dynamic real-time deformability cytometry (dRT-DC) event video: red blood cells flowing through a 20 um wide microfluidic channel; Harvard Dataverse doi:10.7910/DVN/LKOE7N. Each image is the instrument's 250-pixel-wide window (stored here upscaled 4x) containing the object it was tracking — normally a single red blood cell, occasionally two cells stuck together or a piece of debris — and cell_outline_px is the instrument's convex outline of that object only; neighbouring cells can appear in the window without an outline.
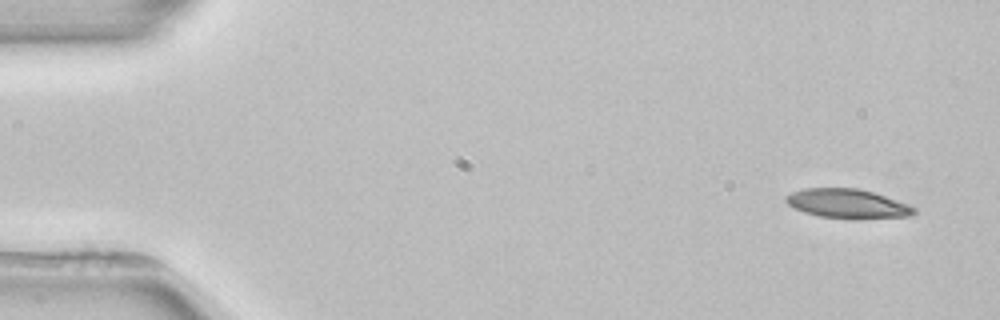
{"species": "common noctule bat (a hibernating species)", "species_latin": "Nyctalus noctula", "temperature_condition": "room temperature", "stored_images_in_passage": 4, "camera_frame_rate_fps": 3000, "um_per_image_px": 0.085, "animal": {"sex": "female", "body_mass_g": 22.7, "forearm_length_mm": 54.2}, "frame": {"image": 1, "passage_image": 1, "time_ms": 0.0, "image_size_px": [1000, 320], "cell_outline_px": [[916, 212], [912, 216], [820, 216], [804, 212], [792, 208], [784, 200], [784, 196], [792, 192], [804, 188], [856, 188], [872, 192], [908, 204], [916, 208]], "centroid_in_image_um": [71.95, 17.26], "position_along_channel_um": 13.1, "area_um2": 20.81}}
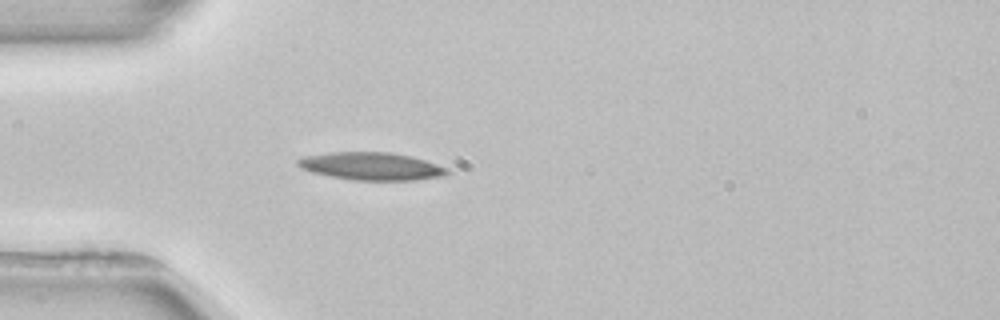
{"frame": {"image": 2, "passage_image": 4, "time_ms": 4.0, "image_size_px": [1000, 320], "cell_outline_px": [[452, 172], [444, 176], [416, 180], [352, 180], [312, 172], [300, 168], [296, 164], [296, 160], [304, 156], [328, 152], [392, 152], [412, 156], [448, 168]], "centroid_in_image_um": [31.58, 14.12], "position_along_channel_um": 53.4, "area_um2": 24.28}}